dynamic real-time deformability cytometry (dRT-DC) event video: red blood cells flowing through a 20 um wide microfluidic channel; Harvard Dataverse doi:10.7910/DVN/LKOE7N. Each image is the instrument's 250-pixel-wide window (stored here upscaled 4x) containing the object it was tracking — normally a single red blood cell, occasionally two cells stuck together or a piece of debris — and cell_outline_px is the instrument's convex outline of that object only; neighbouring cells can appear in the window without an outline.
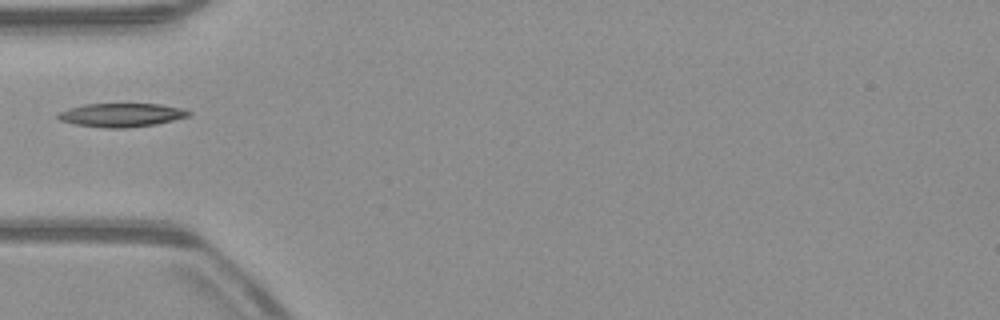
{"species": "common noctule bat (a hibernating species)", "species_latin": "Nyctalus noctula", "temperature_condition": "warm", "stored_images_in_passage": 14, "camera_frame_rate_fps": 3000, "um_per_image_px": 0.085, "animal": {"sex": "male", "body_mass_g": 23.1, "forearm_length_mm": 52.7}, "frame": {"image": 1, "passage_image": 1, "time_ms": 0.0, "image_size_px": [1000, 320], "cell_outline_px": [[192, 112], [188, 116], [156, 124], [124, 128], [108, 128], [76, 124], [60, 120], [56, 116], [56, 112], [68, 108], [84, 104], [160, 104], [180, 108]], "centroid_in_image_um": [10.27, 9.77], "position_along_channel_um": 74.7, "area_um2": 17.86}}